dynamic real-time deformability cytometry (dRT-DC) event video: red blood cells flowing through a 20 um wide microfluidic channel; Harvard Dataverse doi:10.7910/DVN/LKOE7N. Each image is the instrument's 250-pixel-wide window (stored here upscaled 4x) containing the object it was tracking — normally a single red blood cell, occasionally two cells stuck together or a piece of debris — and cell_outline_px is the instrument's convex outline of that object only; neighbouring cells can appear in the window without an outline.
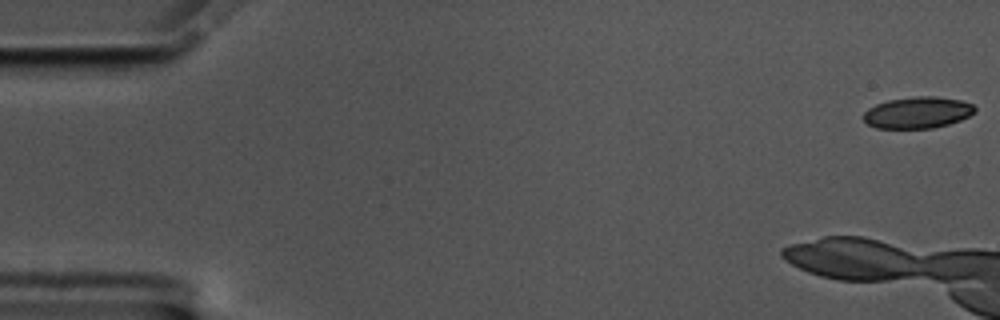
{"species": "common noctule bat (a hibernating species)", "species_latin": "Nyctalus noctula", "temperature_condition": "cold", "stored_images_in_passage": 6, "camera_frame_rate_fps": 3000, "um_per_image_px": 0.085, "animal": {"sex": "male", "body_mass_g": 17.5, "forearm_length_mm": 52.3}, "frame": {"image": 1, "passage_image": 1, "time_ms": 0.0, "image_size_px": [1000, 320], "cell_outline_px": [[976, 112], [960, 120], [948, 124], [932, 128], [876, 128], [868, 124], [860, 116], [868, 108], [876, 104], [888, 100], [916, 96], [936, 96], [960, 100], [972, 104], [976, 108]], "centroid_in_image_um": [77.97, 9.56], "position_along_channel_um": 7.0, "area_um2": 20.52}}